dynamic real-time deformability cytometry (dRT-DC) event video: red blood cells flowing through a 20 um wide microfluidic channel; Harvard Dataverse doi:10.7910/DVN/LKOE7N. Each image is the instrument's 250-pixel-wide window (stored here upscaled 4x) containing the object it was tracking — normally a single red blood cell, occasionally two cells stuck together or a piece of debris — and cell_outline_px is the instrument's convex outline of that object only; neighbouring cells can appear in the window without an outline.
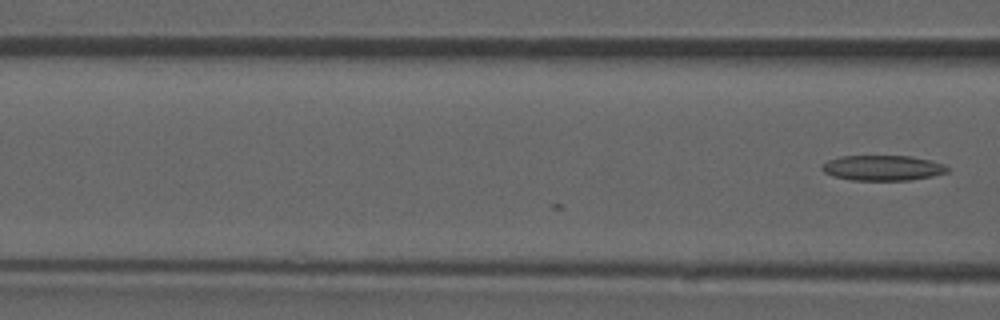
{"species": "common noctule bat (a hibernating species)", "species_latin": "Nyctalus noctula", "temperature_condition": "room temperature", "stored_images_in_passage": 15, "camera_frame_rate_fps": 3000, "um_per_image_px": 0.085, "animal": {"sex": "male", "forearm_length_mm": 52.5}, "frame": {"image": 1, "passage_image": 15, "time_ms": 4.667, "image_size_px": [1000, 320], "cell_outline_px": [[948, 172], [932, 176], [908, 180], [852, 180], [832, 176], [824, 172], [820, 168], [828, 160], [840, 156], [912, 156], [932, 160], [944, 164], [948, 168]], "centroid_in_image_um": [75.03, 14.27], "position_along_channel_um": 91.6, "area_um2": 18.5}}